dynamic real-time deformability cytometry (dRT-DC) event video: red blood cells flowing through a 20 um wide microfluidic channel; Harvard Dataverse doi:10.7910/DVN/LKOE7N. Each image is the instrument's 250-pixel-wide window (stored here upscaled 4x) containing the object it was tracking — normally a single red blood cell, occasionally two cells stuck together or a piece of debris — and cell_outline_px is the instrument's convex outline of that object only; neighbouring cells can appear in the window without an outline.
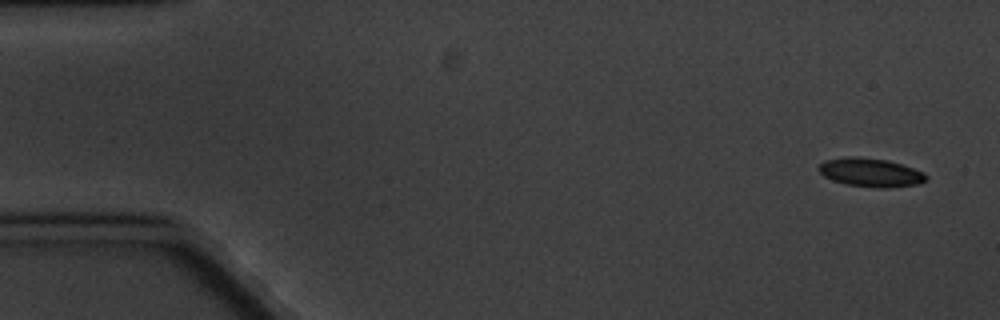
{"species": "common noctule bat (a hibernating species)", "species_latin": "Nyctalus noctula", "temperature_condition": "cold", "stored_images_in_passage": 10, "camera_frame_rate_fps": 3000, "um_per_image_px": 0.085, "animal": {"sex": "male", "body_mass_g": 20.1, "forearm_length_mm": 53.5}, "frame": {"image": 1, "passage_image": 1, "time_ms": 0.0, "image_size_px": [1000, 320], "cell_outline_px": [[928, 180], [920, 184], [888, 188], [876, 188], [844, 184], [832, 180], [824, 176], [816, 168], [824, 160], [848, 156], [856, 156], [888, 160], [924, 172], [928, 176]], "centroid_in_image_um": [74.0, 14.66], "position_along_channel_um": 11.0, "area_um2": 18.21}}
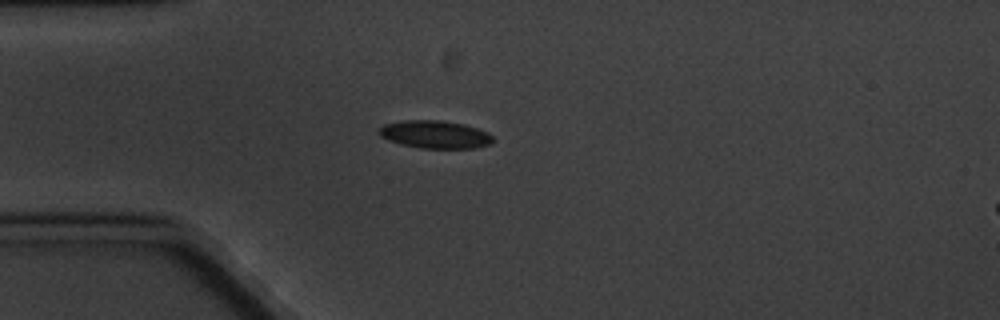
{"frame": {"image": 2, "passage_image": 4, "time_ms": 4.333, "image_size_px": [1000, 320], "cell_outline_px": [[492, 140], [488, 144], [476, 148], [420, 148], [400, 144], [388, 140], [380, 136], [380, 128], [384, 124], [404, 120], [440, 120], [464, 124], [488, 132], [492, 136]], "centroid_in_image_um": [36.96, 11.43], "position_along_channel_um": 48.0, "area_um2": 18.32}}
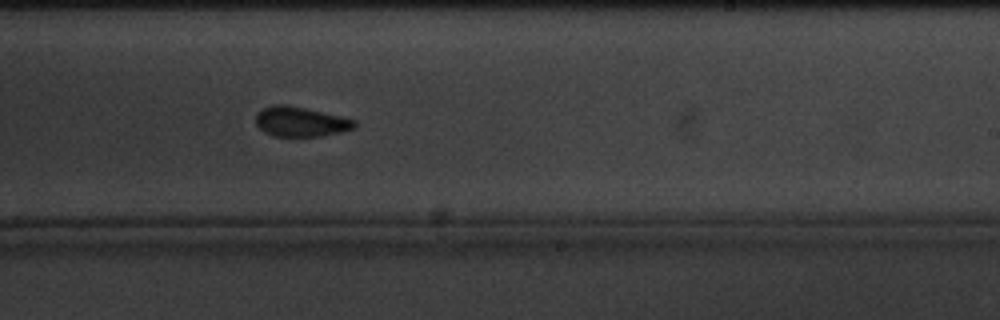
{"frame": {"image": 3, "passage_image": 10, "time_ms": 11.333, "image_size_px": [1000, 320], "cell_outline_px": [[356, 124], [352, 128], [340, 132], [320, 136], [272, 136], [264, 132], [256, 124], [256, 112], [272, 104], [284, 104], [304, 108], [340, 116], [356, 120]], "centroid_in_image_um": [25.5, 10.34], "position_along_channel_um": 263.5, "area_um2": 16.99}}